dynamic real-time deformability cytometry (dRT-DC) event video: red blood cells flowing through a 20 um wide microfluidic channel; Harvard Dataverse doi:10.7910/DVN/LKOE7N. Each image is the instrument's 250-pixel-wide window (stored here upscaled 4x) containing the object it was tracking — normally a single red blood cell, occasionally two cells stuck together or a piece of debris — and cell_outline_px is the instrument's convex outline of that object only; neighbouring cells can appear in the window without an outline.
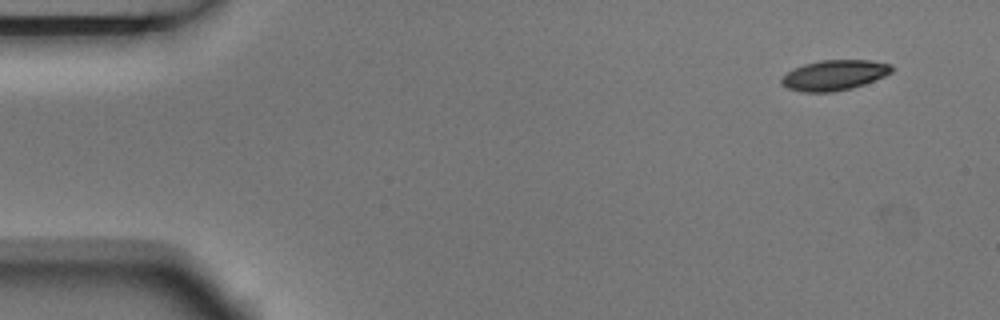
{"species": "Egyptian fruit bat (a non-hibernating species)", "species_latin": "Rousettus aegyptiacus", "temperature_condition": "room temperature", "stored_images_in_passage": 6, "camera_frame_rate_fps": 3000, "um_per_image_px": 0.085, "animal": {"sex": "male"}, "frame": {"image": 1, "passage_image": 1, "time_ms": 0.0, "image_size_px": [1000, 320], "cell_outline_px": [[892, 72], [884, 76], [864, 84], [852, 88], [832, 92], [804, 92], [788, 88], [780, 84], [780, 80], [792, 68], [804, 64], [820, 60], [868, 60], [892, 64]], "centroid_in_image_um": [70.9, 6.38], "position_along_channel_um": 14.1, "area_um2": 19.42}}
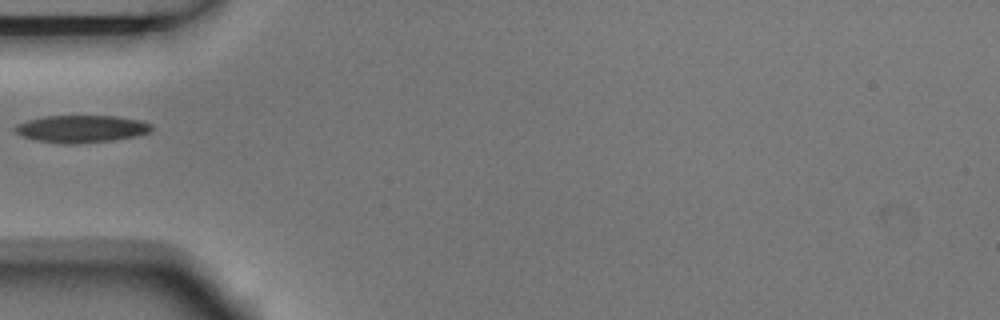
{"frame": {"image": 2, "passage_image": 5, "time_ms": 1.333, "image_size_px": [1000, 320], "cell_outline_px": [[152, 132], [136, 136], [112, 140], [72, 144], [64, 144], [36, 140], [24, 136], [16, 132], [12, 128], [16, 124], [28, 120], [44, 116], [116, 116], [140, 120], [152, 124]], "centroid_in_image_um": [6.93, 10.95], "position_along_channel_um": 78.1, "area_um2": 21.73}}
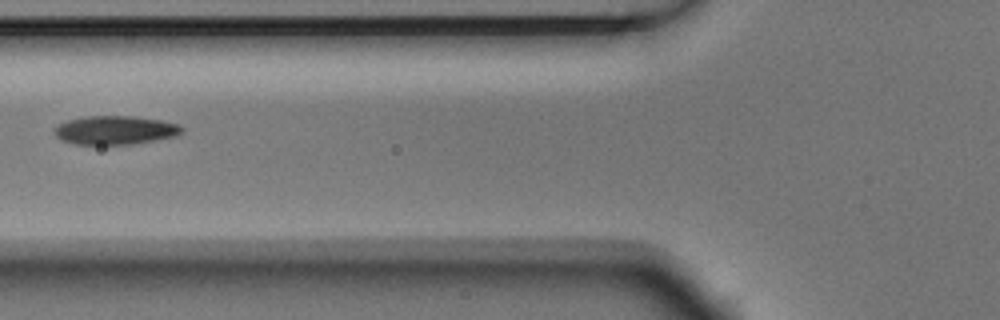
{"frame": {"image": 3, "passage_image": 6, "time_ms": 1.667, "image_size_px": [1000, 320], "cell_outline_px": [[184, 128], [176, 136], [132, 144], [76, 144], [60, 140], [52, 132], [52, 128], [68, 120], [88, 116], [132, 116], [160, 120], [180, 124]], "centroid_in_image_um": [9.76, 11.06], "position_along_channel_um": 116.0, "area_um2": 21.27}}